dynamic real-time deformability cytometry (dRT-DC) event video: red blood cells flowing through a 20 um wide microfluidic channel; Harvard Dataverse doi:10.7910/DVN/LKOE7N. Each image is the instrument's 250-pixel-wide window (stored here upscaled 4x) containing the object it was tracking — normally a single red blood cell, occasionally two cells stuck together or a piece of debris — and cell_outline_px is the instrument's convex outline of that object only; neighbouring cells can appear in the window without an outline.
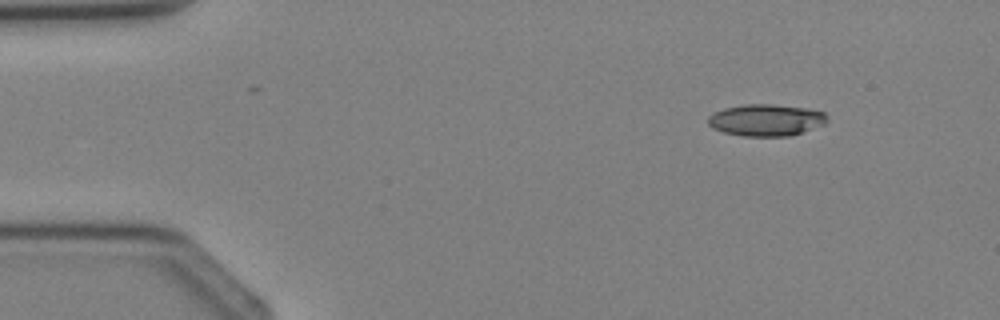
{"species": "Egyptian fruit bat (a non-hibernating species)", "species_latin": "Rousettus aegyptiacus", "temperature_condition": "cold", "stored_images_in_passage": 3, "segment_of_instrument_passage": [2, 2], "camera_frame_rate_fps": 3000, "um_per_image_px": 0.085, "animal": {"sex": "female"}, "frame": {"image": 1, "passage_image": 3, "time_ms": 2.333, "image_size_px": [1000, 320], "cell_outline_px": [[828, 120], [824, 124], [788, 136], [744, 136], [724, 132], [712, 128], [708, 124], [708, 116], [712, 112], [724, 108], [744, 104], [772, 104], [808, 108], [824, 112], [828, 116]], "centroid_in_image_um": [65.09, 10.19], "position_along_channel_um": 19.9, "area_um2": 22.08}}